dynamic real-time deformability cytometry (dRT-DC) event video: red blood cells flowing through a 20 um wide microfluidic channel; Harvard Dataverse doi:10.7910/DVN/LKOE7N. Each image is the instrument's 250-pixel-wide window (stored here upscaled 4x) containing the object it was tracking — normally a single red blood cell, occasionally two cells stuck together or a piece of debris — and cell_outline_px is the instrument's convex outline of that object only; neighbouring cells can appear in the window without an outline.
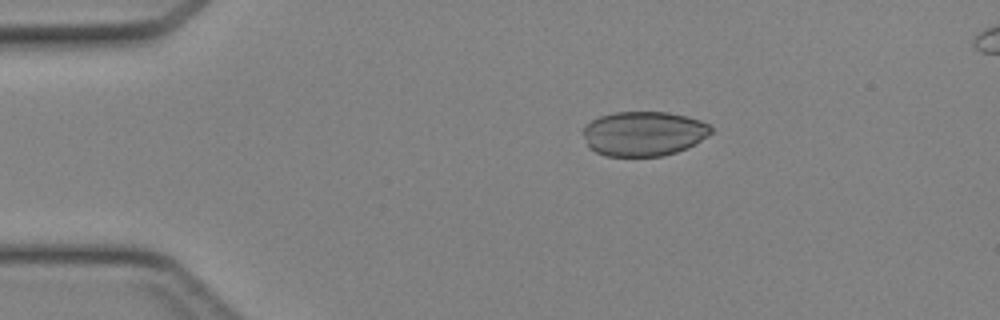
{"species": "Egyptian fruit bat (a non-hibernating species)", "species_latin": "Rousettus aegyptiacus", "temperature_condition": "cold", "stored_images_in_passage": 46, "camera_frame_rate_fps": 3000, "um_per_image_px": 0.085, "animal": {"sex": "female"}, "frame": {"image": 1, "passage_image": 9, "time_ms": 2.667, "image_size_px": [1000, 320], "cell_outline_px": [[712, 132], [708, 136], [688, 148], [664, 156], [604, 156], [588, 148], [584, 136], [584, 128], [592, 120], [600, 116], [616, 112], [668, 112], [688, 116], [700, 120], [708, 124], [712, 128]], "centroid_in_image_um": [54.73, 11.36], "position_along_channel_um": 30.3, "area_um2": 33.41}}
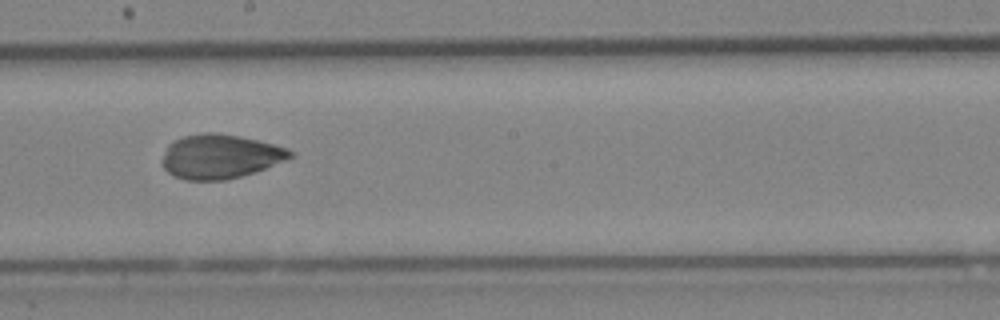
{"frame": {"image": 2, "passage_image": 26, "time_ms": 8.333, "image_size_px": [1000, 320], "cell_outline_px": [[292, 156], [284, 160], [264, 168], [240, 176], [224, 180], [184, 180], [172, 176], [164, 168], [160, 160], [168, 144], [172, 140], [184, 136], [204, 132], [216, 132], [240, 136], [288, 148], [292, 152]], "centroid_in_image_um": [18.62, 13.29], "position_along_channel_um": 229.6, "area_um2": 32.89}}
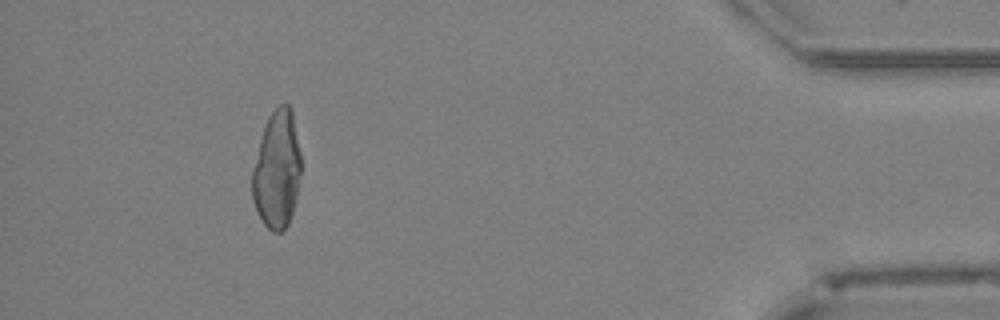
{"frame": {"image": 3, "passage_image": 42, "time_ms": 13.667, "image_size_px": [1000, 320], "cell_outline_px": [[300, 172], [296, 196], [292, 212], [288, 224], [280, 232], [272, 232], [264, 224], [252, 200], [252, 172], [260, 140], [268, 116], [280, 104], [288, 104], [292, 108], [300, 152]], "centroid_in_image_um": [23.54, 14.41], "position_along_channel_um": 411.7, "area_um2": 33.12}}